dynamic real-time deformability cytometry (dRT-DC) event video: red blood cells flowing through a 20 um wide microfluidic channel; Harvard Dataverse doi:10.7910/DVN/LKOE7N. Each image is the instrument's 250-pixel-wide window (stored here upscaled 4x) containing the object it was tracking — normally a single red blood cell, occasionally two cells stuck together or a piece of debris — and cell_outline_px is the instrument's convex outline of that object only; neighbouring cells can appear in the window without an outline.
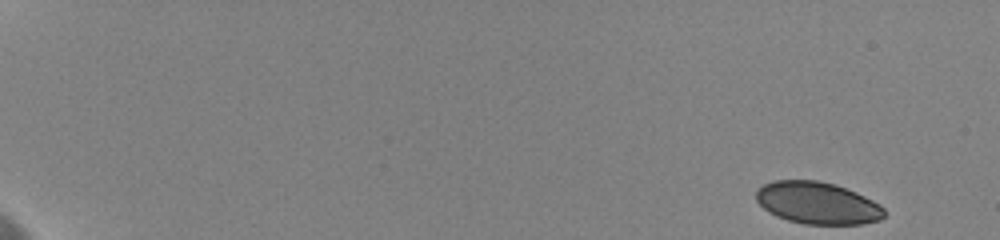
{"species": "human", "species_latin": "Homo sapiens", "temperature_condition": "cold", "stored_images_in_passage": 19, "camera_frame_rate_fps": 3000, "um_per_image_px": 0.085, "donor": {"sex": "female"}, "frame": {"image": 1, "passage_image": 1, "time_ms": 0.0, "image_size_px": [1000, 240], "cell_outline_px": [[884, 216], [880, 220], [864, 224], [804, 224], [788, 220], [776, 216], [768, 212], [756, 200], [756, 192], [764, 184], [772, 180], [816, 180], [836, 184], [856, 192], [880, 204], [884, 208]], "centroid_in_image_um": [69.49, 17.25], "position_along_channel_um": 15.5, "area_um2": 31.5}}
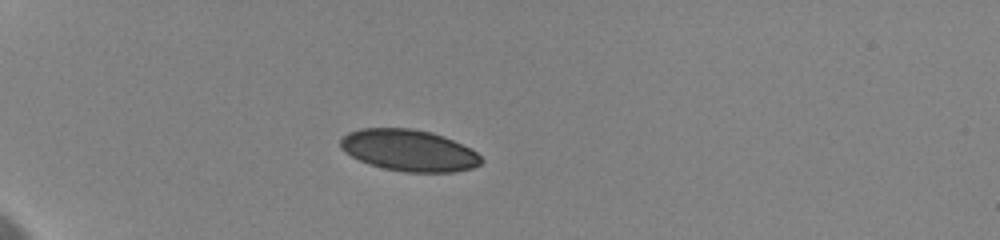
{"frame": {"image": 2, "passage_image": 12, "time_ms": 5.0, "image_size_px": [1000, 240], "cell_outline_px": [[484, 160], [480, 164], [472, 168], [452, 172], [404, 172], [384, 168], [368, 164], [344, 152], [340, 148], [340, 140], [348, 132], [360, 128], [412, 128], [432, 132], [444, 136], [476, 152]], "centroid_in_image_um": [34.73, 12.78], "position_along_channel_um": 50.3, "area_um2": 34.04}}